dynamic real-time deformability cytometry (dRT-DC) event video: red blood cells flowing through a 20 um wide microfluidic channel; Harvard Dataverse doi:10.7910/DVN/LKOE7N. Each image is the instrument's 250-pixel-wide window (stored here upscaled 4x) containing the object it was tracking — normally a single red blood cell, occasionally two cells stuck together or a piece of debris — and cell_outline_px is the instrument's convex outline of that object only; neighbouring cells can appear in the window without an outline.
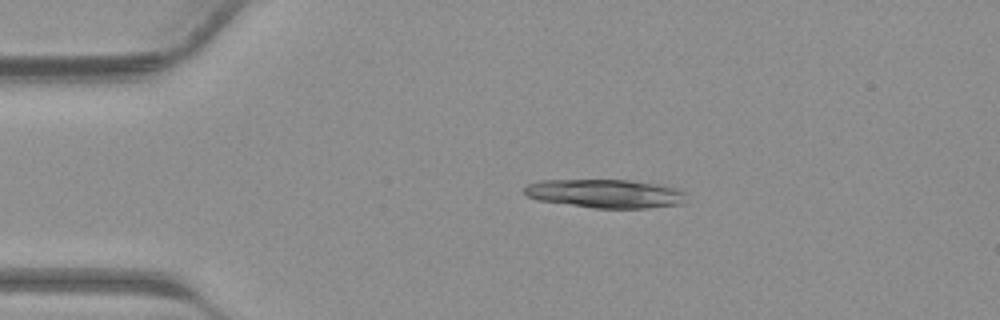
{"species": "common noctule bat (a hibernating species)", "species_latin": "Nyctalus noctula", "temperature_condition": "warm", "stored_images_in_passage": 17, "camera_frame_rate_fps": 3000, "um_per_image_px": 0.085, "animal": {"sex": "male", "body_mass_g": 23.1, "forearm_length_mm": 52.7}, "frame": {"image": 1, "passage_image": 1, "time_ms": 0.0, "image_size_px": [1000, 320], "cell_outline_px": [[684, 192], [680, 204], [648, 208], [592, 208], [536, 200], [528, 196], [524, 192], [524, 188], [528, 184], [540, 180], [628, 180], [656, 184], [676, 188]], "centroid_in_image_um": [51.37, 16.46], "position_along_channel_um": 33.6, "area_um2": 26.82}}